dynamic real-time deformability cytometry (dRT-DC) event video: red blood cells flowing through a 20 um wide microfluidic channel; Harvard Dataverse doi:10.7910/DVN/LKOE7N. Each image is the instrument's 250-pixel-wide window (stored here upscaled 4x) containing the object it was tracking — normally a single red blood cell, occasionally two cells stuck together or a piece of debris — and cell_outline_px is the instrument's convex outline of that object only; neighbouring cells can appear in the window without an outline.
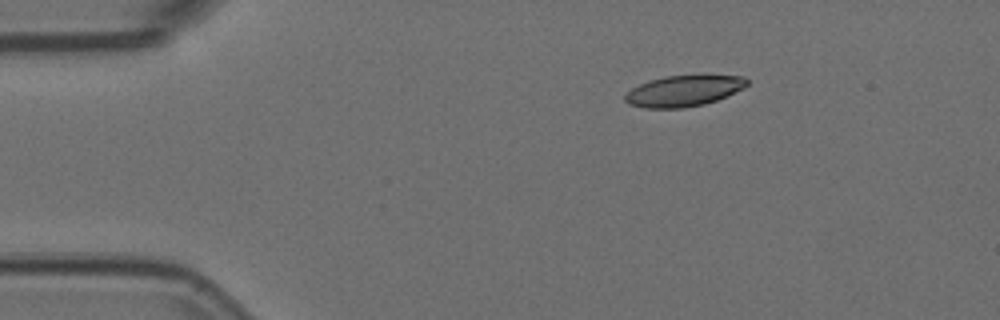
{"species": "Egyptian fruit bat (a non-hibernating species)", "species_latin": "Rousettus aegyptiacus", "temperature_condition": "room temperature", "stored_images_in_passage": 46, "camera_frame_rate_fps": 3000, "um_per_image_px": 0.085, "animal": {"sex": "female"}, "frame": {"image": 1, "passage_image": 1, "time_ms": 0.0, "image_size_px": [1000, 320], "cell_outline_px": [[748, 84], [744, 88], [728, 96], [704, 104], [684, 108], [644, 108], [628, 104], [624, 100], [624, 96], [632, 88], [648, 80], [664, 76], [744, 76], [748, 80]], "centroid_in_image_um": [58.1, 7.74], "position_along_channel_um": 26.9, "area_um2": 21.96}}
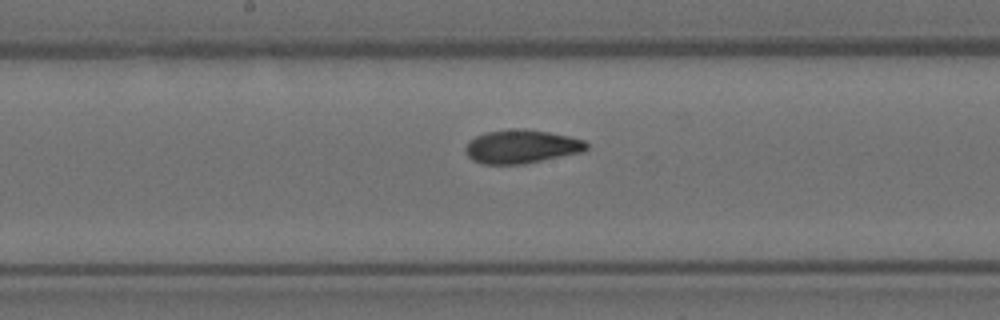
{"frame": {"image": 2, "passage_image": 20, "time_ms": 6.333, "image_size_px": [1000, 320], "cell_outline_px": [[588, 148], [584, 152], [524, 164], [484, 164], [472, 160], [468, 156], [464, 148], [468, 140], [484, 132], [512, 128], [520, 128], [548, 132], [568, 136], [584, 140], [588, 144]], "centroid_in_image_um": [44.31, 12.45], "position_along_channel_um": 203.9, "area_um2": 23.93}}
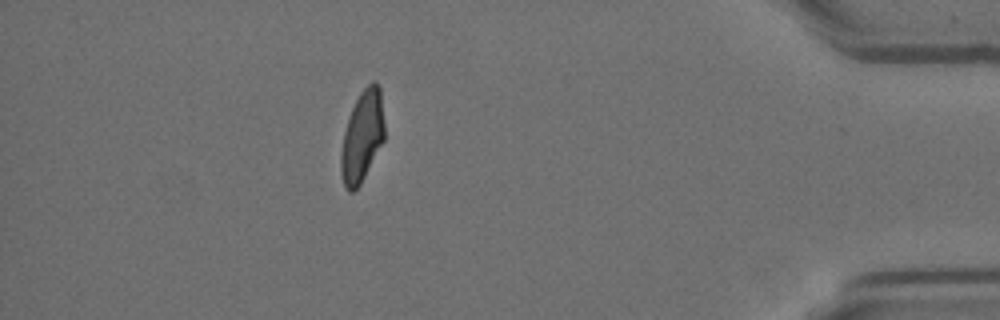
{"frame": {"image": 3, "passage_image": 40, "time_ms": 13.0, "image_size_px": [1000, 320], "cell_outline_px": [[384, 140], [360, 184], [352, 192], [348, 192], [344, 188], [340, 172], [340, 152], [344, 132], [352, 108], [360, 92], [372, 80], [376, 80], [380, 88], [384, 124]], "centroid_in_image_um": [30.77, 11.6], "position_along_channel_um": 404.4, "area_um2": 23.12}, "authors_computed_cell_mechanics": {"area_um2": 23.3512, "velocity_mm_per_s": 3.7451, "shape_relaxation_time_tau1_ms": 5.4952, "shape_relaxation_time_tau2_ms": 1.7892, "deformation_change_tau1": 0.1918, "deformation_change_tau2": 0.0728}}